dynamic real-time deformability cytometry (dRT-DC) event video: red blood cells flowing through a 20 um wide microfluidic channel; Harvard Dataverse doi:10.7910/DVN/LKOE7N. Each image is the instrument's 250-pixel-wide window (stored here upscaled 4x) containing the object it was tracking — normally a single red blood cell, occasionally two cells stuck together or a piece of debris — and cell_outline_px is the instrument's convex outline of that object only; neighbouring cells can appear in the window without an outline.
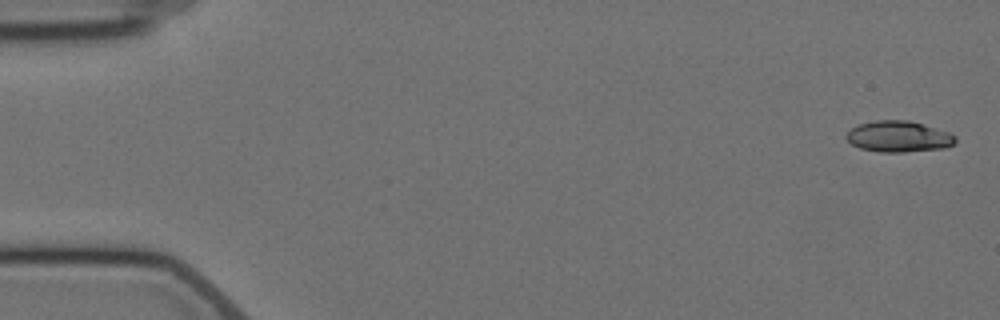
{"species": "Egyptian fruit bat (a non-hibernating species)", "species_latin": "Rousettus aegyptiacus", "temperature_condition": "cold", "stored_images_in_passage": 6, "segment_of_instrument_passage": [2, 2], "camera_frame_rate_fps": 3000, "um_per_image_px": 0.085, "animal": {"sex": "female"}, "frame": {"image": 1, "passage_image": 6, "time_ms": 6.0, "image_size_px": [1000, 320], "cell_outline_px": [[956, 140], [952, 144], [944, 148], [904, 152], [880, 152], [860, 148], [852, 144], [844, 136], [852, 128], [860, 124], [876, 120], [908, 120], [948, 132], [956, 136]], "centroid_in_image_um": [76.36, 11.61], "position_along_channel_um": 8.6, "area_um2": 19.54}}